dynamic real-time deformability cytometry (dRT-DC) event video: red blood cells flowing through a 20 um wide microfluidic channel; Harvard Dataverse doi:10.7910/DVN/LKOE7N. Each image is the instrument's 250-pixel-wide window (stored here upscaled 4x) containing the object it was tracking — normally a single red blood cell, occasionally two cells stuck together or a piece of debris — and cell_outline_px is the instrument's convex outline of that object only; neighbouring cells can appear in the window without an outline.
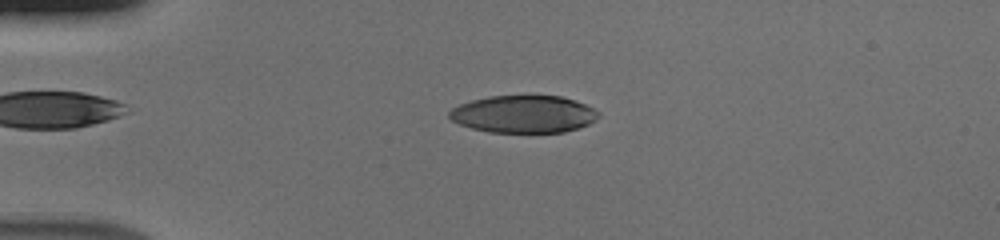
{"species": "human", "species_latin": "Homo sapiens", "temperature_condition": "cold", "stored_images_in_passage": 53, "camera_frame_rate_fps": 3000, "um_per_image_px": 0.085, "donor": {"sex": "male"}, "frame": {"image": 1, "passage_image": 13, "time_ms": 4.0, "image_size_px": [1000, 240], "cell_outline_px": [[600, 116], [596, 120], [580, 128], [564, 132], [488, 132], [472, 128], [460, 124], [452, 120], [448, 116], [448, 112], [452, 108], [460, 104], [472, 100], [488, 96], [560, 96], [576, 100], [600, 112]], "centroid_in_image_um": [44.52, 9.7], "position_along_channel_um": 40.5, "area_um2": 32.54}}
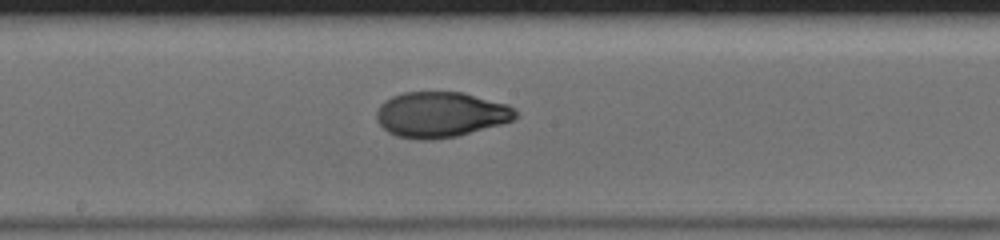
{"frame": {"image": 2, "passage_image": 29, "time_ms": 9.333, "image_size_px": [1000, 240], "cell_outline_px": [[516, 116], [512, 120], [500, 124], [456, 136], [432, 140], [420, 140], [396, 136], [388, 132], [376, 120], [376, 112], [380, 104], [384, 100], [392, 96], [404, 92], [464, 92], [508, 104], [516, 112]], "centroid_in_image_um": [37.42, 9.73], "position_along_channel_um": 210.8, "area_um2": 36.82}}
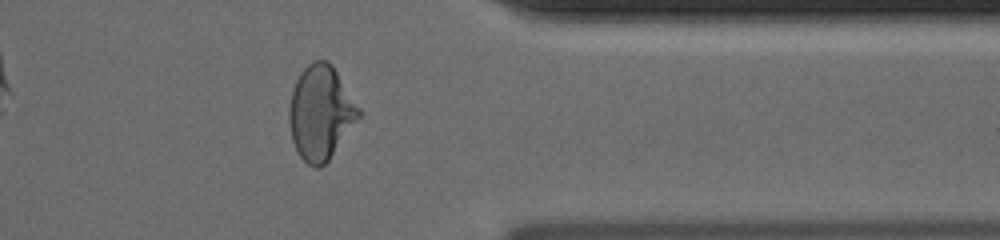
{"frame": {"image": 3, "passage_image": 43, "time_ms": 14.0, "image_size_px": [1000, 240], "cell_outline_px": [[360, 116], [328, 160], [320, 168], [316, 168], [308, 164], [300, 156], [292, 140], [288, 120], [288, 108], [292, 88], [300, 72], [312, 60], [328, 60], [332, 64], [360, 108]], "centroid_in_image_um": [27.23, 9.55], "position_along_channel_um": 384.2, "area_um2": 38.09}}